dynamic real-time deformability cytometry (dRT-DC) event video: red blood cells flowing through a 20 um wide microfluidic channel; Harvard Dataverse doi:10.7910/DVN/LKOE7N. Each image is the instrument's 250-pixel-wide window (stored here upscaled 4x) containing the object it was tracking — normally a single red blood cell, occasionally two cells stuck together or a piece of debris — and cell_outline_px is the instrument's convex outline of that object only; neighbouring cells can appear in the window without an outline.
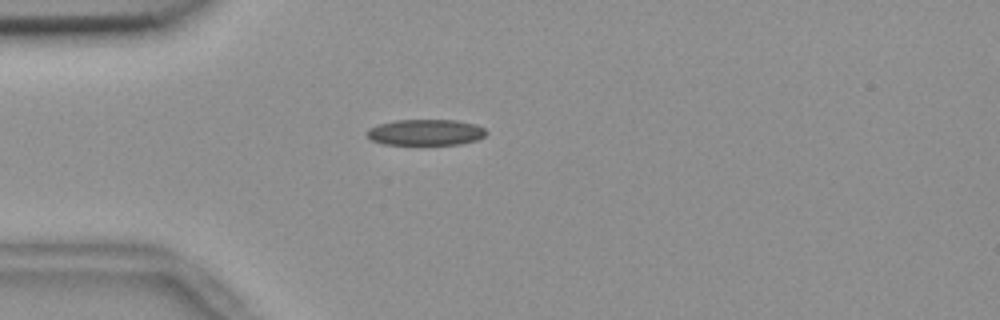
{"species": "common noctule bat (a hibernating species)", "species_latin": "Nyctalus noctula", "temperature_condition": "room temperature", "stored_images_in_passage": 55, "camera_frame_rate_fps": 3000, "um_per_image_px": 0.085, "animal": {"sex": "female", "body_mass_g": 18.4}, "frame": {"image": 1, "passage_image": 15, "time_ms": 4.667, "image_size_px": [1000, 320], "cell_outline_px": [[488, 132], [484, 136], [476, 140], [460, 144], [384, 144], [372, 140], [364, 132], [368, 128], [376, 124], [396, 120], [456, 120], [476, 124], [484, 128]], "centroid_in_image_um": [36.16, 11.24], "position_along_channel_um": 48.8, "area_um2": 18.15}}
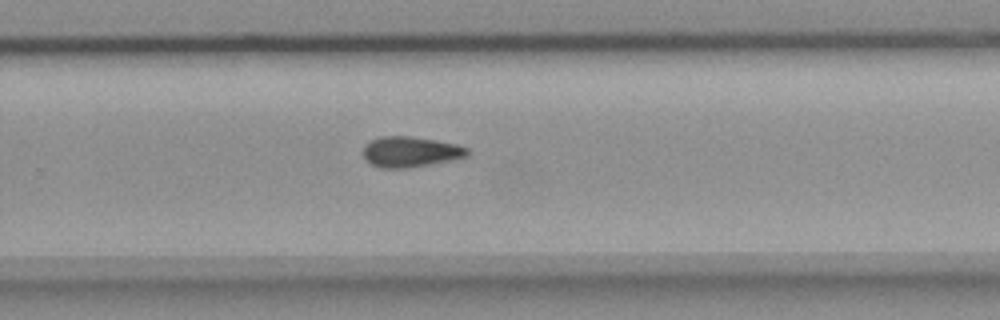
{"frame": {"image": 2, "passage_image": 36, "time_ms": 11.667, "image_size_px": [1000, 320], "cell_outline_px": [[468, 156], [408, 168], [380, 168], [372, 164], [364, 156], [364, 144], [380, 136], [408, 136], [436, 140], [456, 144], [468, 148]], "centroid_in_image_um": [34.87, 12.89], "position_along_channel_um": 294.9, "area_um2": 18.26}}
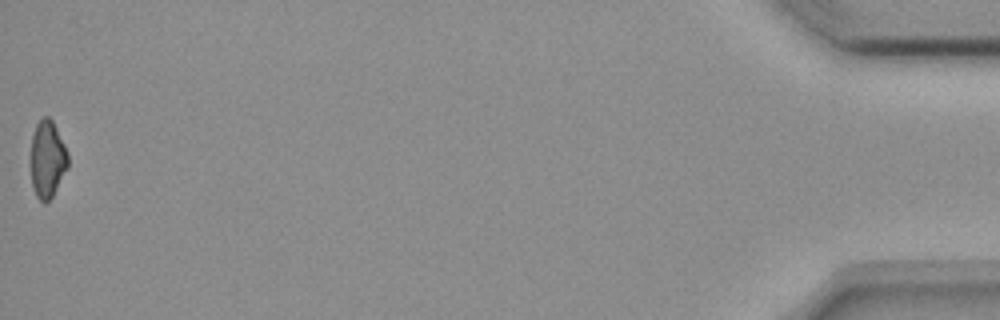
{"frame": {"image": 3, "passage_image": 55, "time_ms": 18.0, "image_size_px": [1000, 320], "cell_outline_px": [[68, 168], [52, 196], [44, 204], [36, 196], [32, 184], [32, 136], [36, 124], [44, 116], [48, 116], [52, 120], [68, 152]], "centroid_in_image_um": [4.05, 13.53], "position_along_channel_um": 431.2, "area_um2": 16.47}, "authors_computed_cell_mechanics": {"area_um2": 18.0336, "velocity_mm_per_s": 3.7069, "shape_relaxation_time_tau1_ms": null, "shape_relaxation_time_tau2_ms": 7.226, "deformation_change_tau1": null, "deformation_change_tau2": 0.1527}}